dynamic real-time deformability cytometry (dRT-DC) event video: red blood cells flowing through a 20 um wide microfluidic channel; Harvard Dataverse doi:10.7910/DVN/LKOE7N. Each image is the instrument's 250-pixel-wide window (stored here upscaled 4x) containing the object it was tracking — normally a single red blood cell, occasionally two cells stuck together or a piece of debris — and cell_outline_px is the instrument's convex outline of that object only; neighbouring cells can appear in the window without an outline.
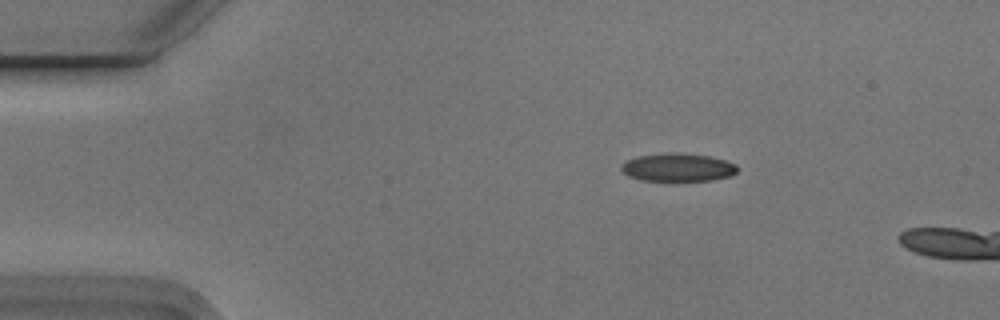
{"species": "Egyptian fruit bat (a non-hibernating species)", "species_latin": "Rousettus aegyptiacus", "temperature_condition": "cold", "stored_images_in_passage": 4, "camera_frame_rate_fps": 3000, "um_per_image_px": 0.085, "animal": {"sex": "male"}, "frame": {"image": 1, "passage_image": 2, "time_ms": 0.333, "image_size_px": [1000, 320], "cell_outline_px": [[736, 172], [728, 176], [712, 180], [672, 184], [640, 180], [628, 176], [620, 168], [628, 160], [636, 156], [676, 152], [680, 152], [708, 156], [724, 160], [736, 164]], "centroid_in_image_um": [57.59, 14.28], "position_along_channel_um": 27.4, "area_um2": 19.71}}